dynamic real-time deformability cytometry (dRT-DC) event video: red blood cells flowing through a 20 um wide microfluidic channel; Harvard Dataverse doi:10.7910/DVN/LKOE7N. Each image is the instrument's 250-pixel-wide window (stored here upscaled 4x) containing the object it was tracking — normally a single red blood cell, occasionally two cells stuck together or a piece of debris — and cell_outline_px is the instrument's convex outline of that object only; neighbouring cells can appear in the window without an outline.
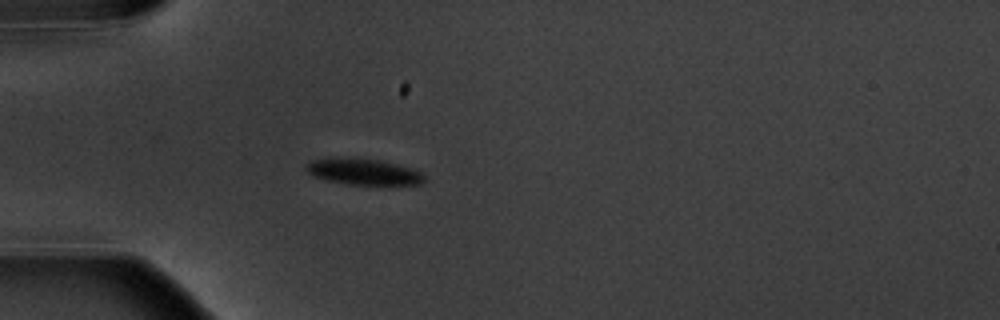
{"species": "common noctule bat (a hibernating species)", "species_latin": "Nyctalus noctula", "temperature_condition": "warm", "stored_images_in_passage": 4, "camera_frame_rate_fps": 3000, "um_per_image_px": 0.085, "animal": {"sex": "male", "body_mass_g": 20.1, "forearm_length_mm": 53.5}, "frame": {"image": 1, "passage_image": 4, "time_ms": 4.333, "image_size_px": [1000, 320], "cell_outline_px": [[424, 180], [420, 184], [348, 184], [328, 180], [312, 176], [304, 168], [304, 164], [312, 160], [332, 156], [340, 156], [380, 160], [412, 168], [420, 172], [424, 176]], "centroid_in_image_um": [30.8, 14.56], "position_along_channel_um": 54.2, "area_um2": 18.15}}